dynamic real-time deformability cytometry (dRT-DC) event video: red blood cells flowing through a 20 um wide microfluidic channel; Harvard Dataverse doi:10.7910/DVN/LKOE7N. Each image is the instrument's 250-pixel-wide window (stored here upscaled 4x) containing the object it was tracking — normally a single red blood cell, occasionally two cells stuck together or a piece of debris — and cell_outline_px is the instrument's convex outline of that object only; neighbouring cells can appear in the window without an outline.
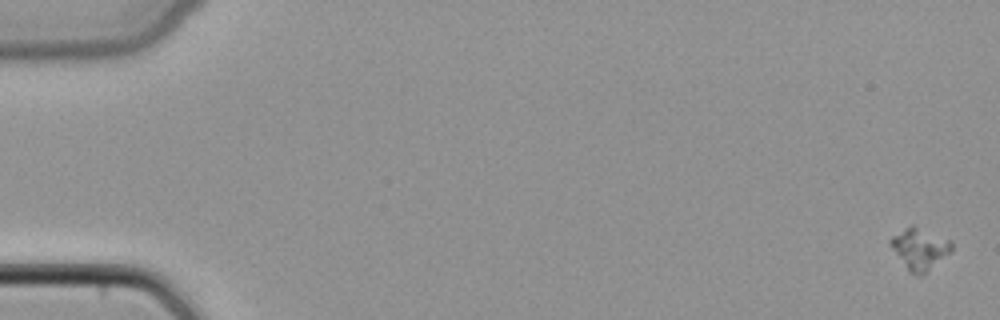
{"species": "common noctule bat (a hibernating species)", "species_latin": "Nyctalus noctula", "temperature_condition": "cold", "stored_images_in_passage": 50, "camera_frame_rate_fps": 3000, "um_per_image_px": 0.085, "animal": {"sex": "female", "body_mass_g": 22.7, "forearm_length_mm": 54.2}, "frame": {"image": 1, "passage_image": 1, "time_ms": 0.0, "image_size_px": [1000, 320], "cell_outline_px": [[952, 252], [920, 276], [908, 272], [888, 244], [888, 240], [892, 236], [904, 228], [912, 224], [952, 240]], "centroid_in_image_um": [78.16, 21.13], "position_along_channel_um": 6.8, "area_um2": 14.97}}
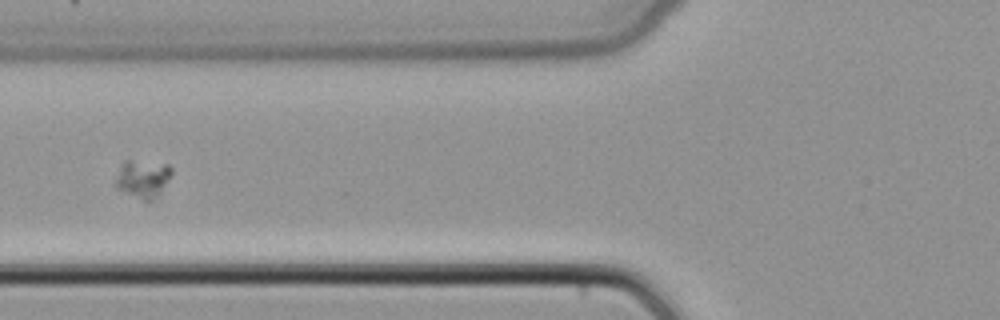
{"frame": {"image": 2, "passage_image": 21, "time_ms": 6.667, "image_size_px": [1000, 320], "cell_outline_px": [[172, 176], [160, 192], [148, 204], [116, 188], [116, 180], [120, 168], [124, 160], [128, 160], [168, 164], [172, 168]], "centroid_in_image_um": [12.16, 15.22], "position_along_channel_um": 113.6, "area_um2": 12.43}}
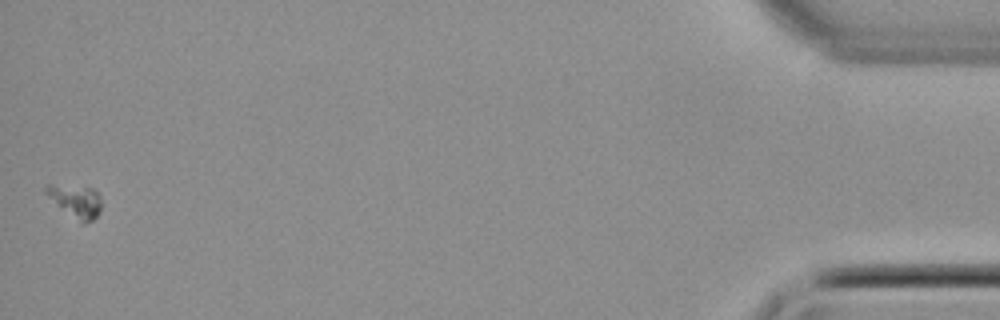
{"frame": {"image": 3, "passage_image": 50, "time_ms": 16.333, "image_size_px": [1000, 320], "cell_outline_px": [[100, 212], [92, 220], [80, 224], [56, 204], [44, 192], [44, 188], [48, 184], [52, 184], [92, 188], [100, 196]], "centroid_in_image_um": [6.42, 17.1], "position_along_channel_um": 428.8, "area_um2": 10.46}}